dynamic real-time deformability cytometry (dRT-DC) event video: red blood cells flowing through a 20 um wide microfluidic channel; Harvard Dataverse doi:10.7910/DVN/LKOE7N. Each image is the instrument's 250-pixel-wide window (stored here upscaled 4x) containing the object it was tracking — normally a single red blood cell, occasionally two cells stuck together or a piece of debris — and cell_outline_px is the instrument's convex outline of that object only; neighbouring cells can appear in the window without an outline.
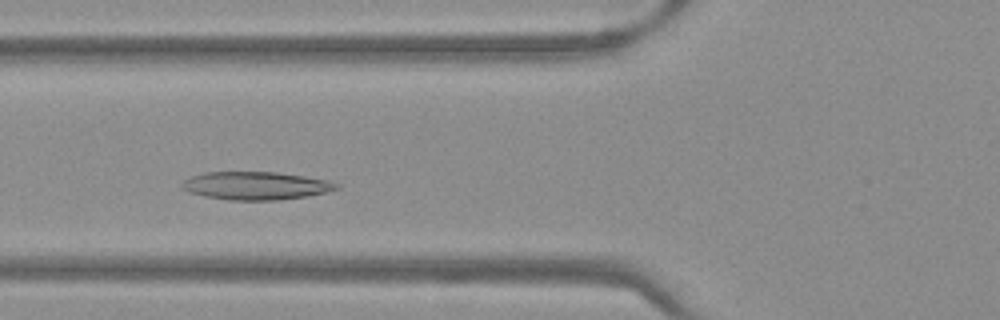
{"species": "Egyptian fruit bat (a non-hibernating species)", "species_latin": "Rousettus aegyptiacus", "temperature_condition": "warm", "stored_images_in_passage": 45, "camera_frame_rate_fps": 3000, "um_per_image_px": 0.085, "frame": {"image": 1, "passage_image": 13, "time_ms": 4.0, "image_size_px": [1000, 320], "cell_outline_px": [[340, 188], [328, 192], [308, 196], [280, 200], [228, 200], [204, 196], [188, 192], [180, 188], [180, 184], [184, 180], [192, 176], [204, 172], [276, 172], [304, 176], [324, 180], [340, 184]], "centroid_in_image_um": [21.72, 15.79], "position_along_channel_um": 104.1, "area_um2": 25.37}}
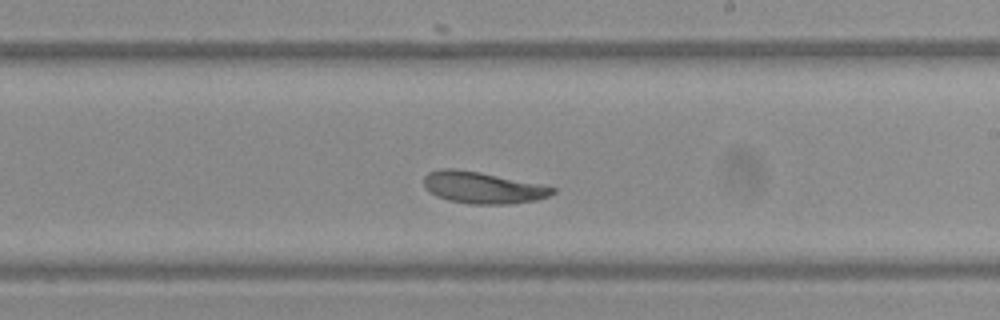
{"frame": {"image": 2, "passage_image": 24, "time_ms": 7.667, "image_size_px": [1000, 320], "cell_outline_px": [[556, 192], [548, 196], [536, 200], [512, 204], [468, 204], [448, 200], [436, 196], [424, 188], [424, 176], [428, 172], [440, 168], [456, 168], [480, 172], [556, 188]], "centroid_in_image_um": [40.97, 15.95], "position_along_channel_um": 248.0, "area_um2": 23.76}}
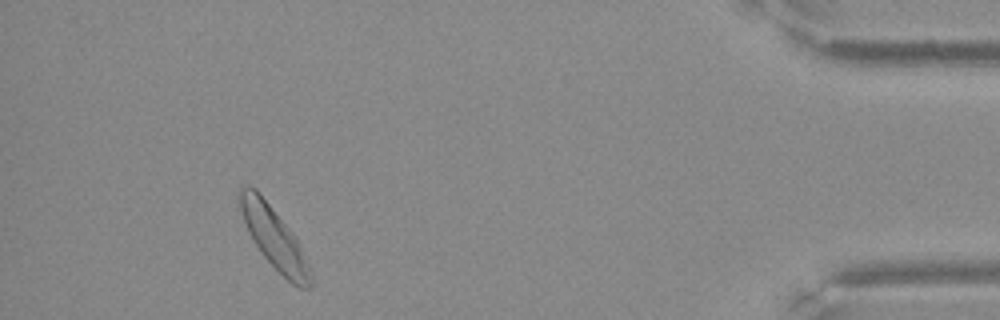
{"frame": {"image": 3, "passage_image": 41, "time_ms": 13.333, "image_size_px": [1000, 320], "cell_outline_px": [[312, 284], [308, 288], [300, 288], [292, 284], [264, 256], [248, 232], [236, 196], [240, 188], [248, 184], [256, 188], [292, 232], [312, 268]], "centroid_in_image_um": [23.3, 20.19], "position_along_channel_um": 411.9, "area_um2": 25.03}}